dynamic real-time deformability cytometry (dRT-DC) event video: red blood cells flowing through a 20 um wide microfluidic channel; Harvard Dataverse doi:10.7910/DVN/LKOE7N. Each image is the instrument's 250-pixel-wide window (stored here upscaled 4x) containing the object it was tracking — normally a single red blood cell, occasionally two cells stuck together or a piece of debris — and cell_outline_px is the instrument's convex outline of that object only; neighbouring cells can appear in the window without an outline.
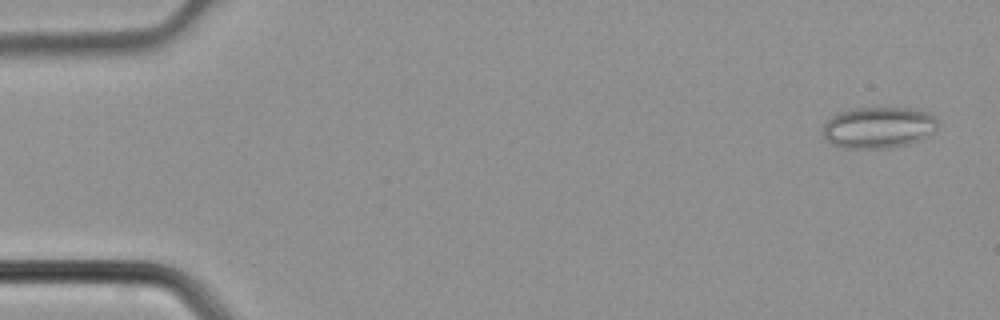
{"species": "common noctule bat (a hibernating species)", "species_latin": "Nyctalus noctula", "temperature_condition": "cold", "stored_images_in_passage": 4, "camera_frame_rate_fps": 3000, "um_per_image_px": 0.085, "animal": {"sex": "male", "body_mass_g": 21.5, "forearm_length_mm": 52.0}, "frame": {"image": 1, "passage_image": 1, "time_ms": 0.0, "image_size_px": [1000, 320], "cell_outline_px": [[936, 132], [920, 140], [908, 144], [892, 148], [844, 148], [832, 144], [824, 136], [824, 124], [832, 116], [840, 112], [856, 108], [912, 108], [928, 112], [936, 120]], "centroid_in_image_um": [74.7, 10.84], "position_along_channel_um": 10.3, "area_um2": 27.63}}